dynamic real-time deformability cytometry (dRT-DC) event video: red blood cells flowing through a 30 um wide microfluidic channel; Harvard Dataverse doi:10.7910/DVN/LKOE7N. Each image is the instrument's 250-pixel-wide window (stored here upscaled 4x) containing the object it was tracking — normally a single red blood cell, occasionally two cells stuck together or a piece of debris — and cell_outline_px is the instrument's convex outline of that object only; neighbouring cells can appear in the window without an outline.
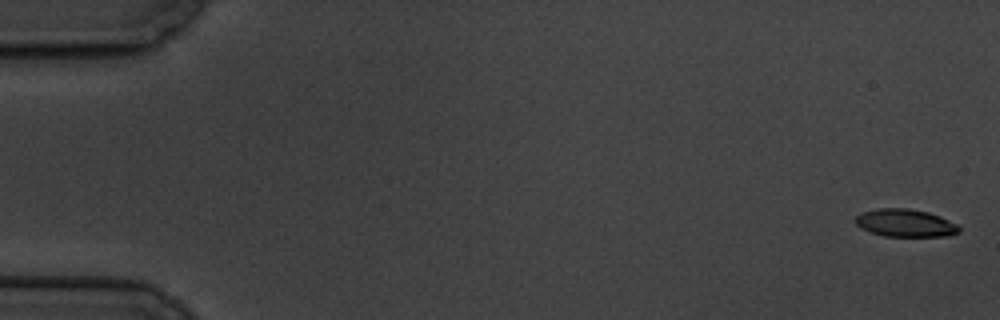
{"species": "common noctule bat (a hibernating species)", "species_latin": "Nyctalus noctula", "temperature_condition": "cold", "stored_images_in_passage": 6, "camera_frame_rate_fps": 3000, "um_per_image_px": 0.085, "animal": {"sex": "male", "body_mass_g": 19.5, "forearm_length_mm": 54.6}, "frame": {"image": 1, "passage_image": 1, "time_ms": 0.0, "image_size_px": [1000, 320], "cell_outline_px": [[960, 232], [948, 236], [884, 236], [860, 228], [856, 224], [856, 216], [864, 212], [880, 208], [908, 208], [928, 212], [940, 216], [956, 224], [960, 228]], "centroid_in_image_um": [76.97, 18.96], "position_along_channel_um": 8.0, "area_um2": 16.59}}
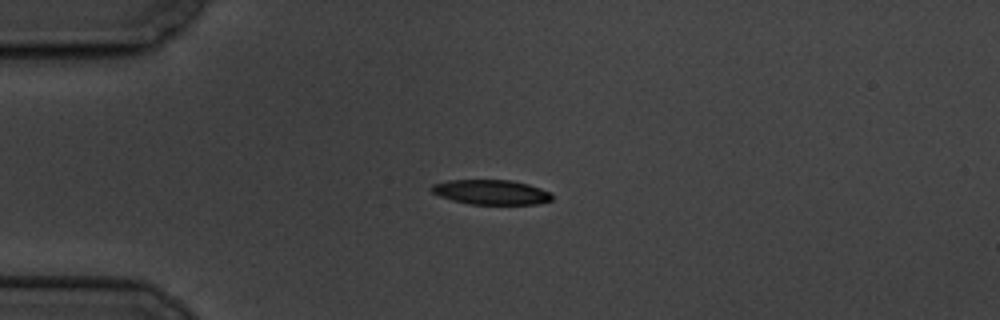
{"frame": {"image": 2, "passage_image": 5, "time_ms": 4.667, "image_size_px": [1000, 320], "cell_outline_px": [[552, 200], [536, 204], [468, 204], [452, 200], [440, 196], [432, 192], [428, 188], [432, 184], [448, 180], [512, 180], [528, 184], [540, 188], [548, 192], [552, 196]], "centroid_in_image_um": [41.7, 16.33], "position_along_channel_um": 43.3, "area_um2": 17.4}}